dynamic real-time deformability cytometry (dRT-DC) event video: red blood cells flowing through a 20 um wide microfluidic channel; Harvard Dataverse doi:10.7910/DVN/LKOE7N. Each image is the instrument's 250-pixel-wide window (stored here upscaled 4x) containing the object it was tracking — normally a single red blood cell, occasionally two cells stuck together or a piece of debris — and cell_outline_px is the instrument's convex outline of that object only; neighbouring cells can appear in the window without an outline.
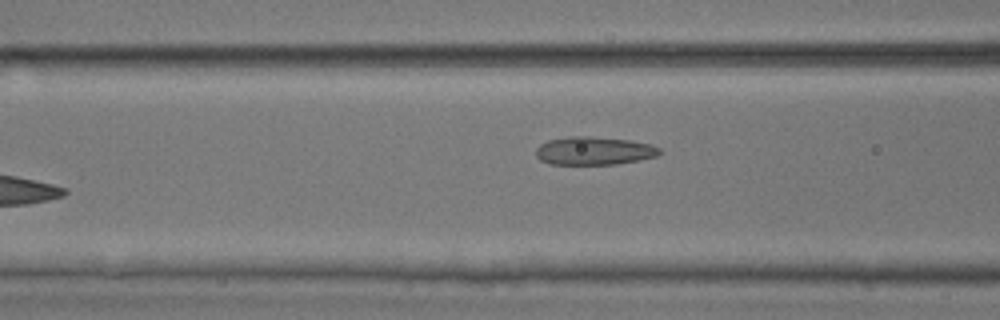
{"species": "common noctule bat (a hibernating species)", "species_latin": "Nyctalus noctula", "temperature_condition": "room temperature", "stored_images_in_passage": 5, "camera_frame_rate_fps": 3000, "um_per_image_px": 0.085, "animal": {"sex": "male", "body_mass_g": 17.9, "forearm_length_mm": 54.2}, "frame": {"image": 1, "passage_image": 4, "time_ms": 1.0, "image_size_px": [1000, 320], "cell_outline_px": [[664, 152], [656, 156], [616, 164], [548, 164], [540, 160], [536, 156], [536, 148], [540, 144], [548, 140], [568, 136], [588, 136], [628, 140], [652, 144], [660, 148]], "centroid_in_image_um": [50.48, 12.81], "position_along_channel_um": 116.1, "area_um2": 20.35}}
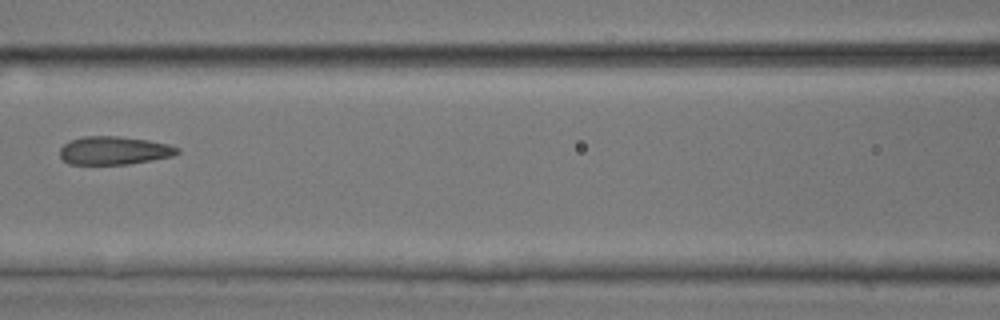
{"frame": {"image": 2, "passage_image": 5, "time_ms": 1.333, "image_size_px": [1000, 320], "cell_outline_px": [[180, 152], [172, 156], [152, 160], [128, 164], [68, 164], [60, 156], [60, 148], [64, 144], [72, 140], [84, 136], [116, 136], [148, 140], [168, 144], [180, 148]], "centroid_in_image_um": [9.71, 12.79], "position_along_channel_um": 156.9, "area_um2": 19.25}}